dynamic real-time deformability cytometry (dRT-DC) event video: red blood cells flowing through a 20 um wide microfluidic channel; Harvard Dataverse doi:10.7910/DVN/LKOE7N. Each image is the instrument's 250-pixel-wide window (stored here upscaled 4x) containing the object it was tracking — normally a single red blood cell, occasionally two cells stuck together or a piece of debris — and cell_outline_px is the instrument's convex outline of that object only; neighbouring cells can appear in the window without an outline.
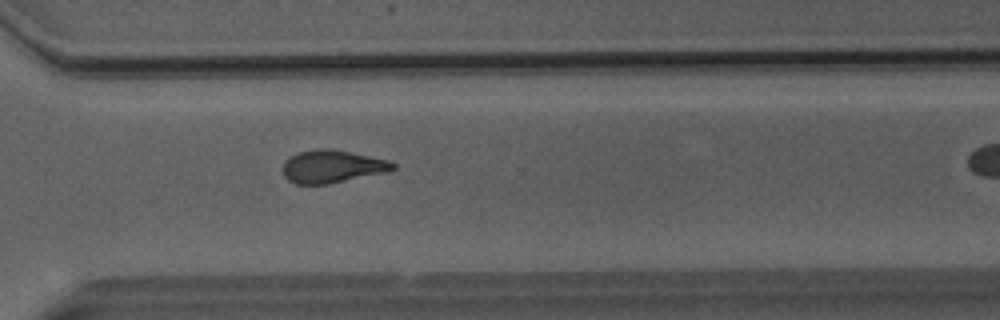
{"species": "Egyptian fruit bat (a non-hibernating species)", "species_latin": "Rousettus aegyptiacus", "temperature_condition": "room temperature", "stored_images_in_passage": 37, "camera_frame_rate_fps": 3000, "um_per_image_px": 0.085, "animal": {"sex": "male"}, "frame": {"image": 1, "passage_image": 32, "time_ms": 10.333, "image_size_px": [1000, 320], "cell_outline_px": [[396, 168], [384, 172], [328, 184], [296, 184], [288, 180], [284, 176], [284, 164], [292, 156], [300, 152], [316, 148], [328, 148], [388, 160], [396, 164]], "centroid_in_image_um": [28.23, 14.15], "position_along_channel_um": 342.4, "area_um2": 20.52}}